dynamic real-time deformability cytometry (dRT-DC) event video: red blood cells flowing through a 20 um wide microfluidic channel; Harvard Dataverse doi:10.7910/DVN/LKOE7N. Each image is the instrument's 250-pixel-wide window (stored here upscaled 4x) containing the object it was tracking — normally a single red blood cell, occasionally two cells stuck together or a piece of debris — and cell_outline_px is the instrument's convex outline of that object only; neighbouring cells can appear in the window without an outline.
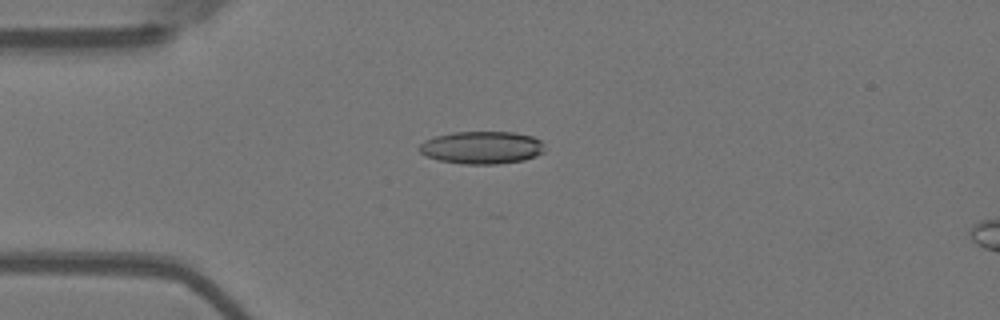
{"species": "Egyptian fruit bat (a non-hibernating species)", "species_latin": "Rousettus aegyptiacus", "temperature_condition": "warm", "stored_images_in_passage": 50, "camera_frame_rate_fps": 3000, "um_per_image_px": 0.085, "animal": {"sex": "female"}, "frame": {"image": 1, "passage_image": 8, "time_ms": 2.333, "image_size_px": [1000, 320], "cell_outline_px": [[544, 152], [536, 156], [524, 160], [496, 164], [464, 164], [440, 160], [424, 156], [416, 148], [424, 140], [436, 136], [452, 132], [512, 132], [532, 136], [540, 140], [544, 144]], "centroid_in_image_um": [40.94, 12.54], "position_along_channel_um": 44.1, "area_um2": 23.99}}
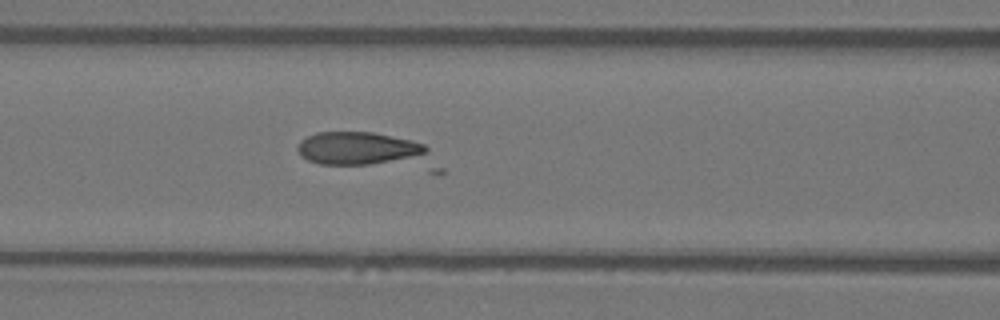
{"frame": {"image": 2, "passage_image": 17, "time_ms": 5.333, "image_size_px": [1000, 320], "cell_outline_px": [[428, 148], [424, 152], [408, 156], [368, 164], [320, 164], [308, 160], [300, 156], [296, 148], [296, 144], [300, 140], [316, 132], [372, 132], [412, 140], [424, 144]], "centroid_in_image_um": [30.24, 12.56], "position_along_channel_um": 136.4, "area_um2": 23.76}}
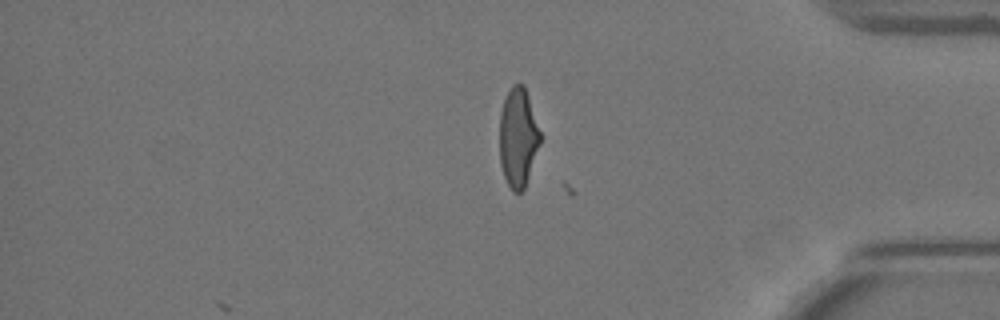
{"frame": {"image": 3, "passage_image": 40, "time_ms": 13.0, "image_size_px": [1000, 320], "cell_outline_px": [[540, 144], [524, 188], [520, 192], [512, 192], [504, 176], [500, 164], [500, 112], [508, 88], [512, 84], [524, 84], [540, 132]], "centroid_in_image_um": [44.02, 11.67], "position_along_channel_um": 391.2, "area_um2": 23.29}}